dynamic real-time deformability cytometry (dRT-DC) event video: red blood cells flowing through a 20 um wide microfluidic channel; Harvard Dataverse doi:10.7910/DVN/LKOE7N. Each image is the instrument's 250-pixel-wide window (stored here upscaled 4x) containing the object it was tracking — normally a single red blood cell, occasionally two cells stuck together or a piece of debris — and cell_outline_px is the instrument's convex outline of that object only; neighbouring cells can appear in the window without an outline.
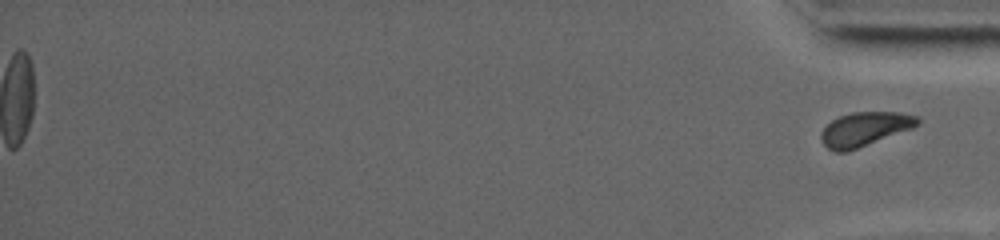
{"species": "common noctule bat (a hibernating species)", "species_latin": "Nyctalus noctula", "temperature_condition": "warm", "stored_images_in_passage": 57, "segment_of_instrument_passage": [2, 2], "camera_frame_rate_fps": 5000, "um_per_image_px": 0.085, "animal": {"sex": "female", "body_mass_g": 19.0, "forearm_length_mm": 53.3}, "frame": {"image": 1, "passage_image": 57, "time_ms": 16.8, "image_size_px": [1000, 240], "cell_outline_px": [[920, 124], [912, 128], [848, 152], [836, 152], [828, 148], [820, 140], [820, 132], [832, 120], [840, 116], [852, 112], [896, 112], [920, 116]], "centroid_in_image_um": [73.5, 10.97], "position_along_channel_um": 361.7, "area_um2": 19.19}}